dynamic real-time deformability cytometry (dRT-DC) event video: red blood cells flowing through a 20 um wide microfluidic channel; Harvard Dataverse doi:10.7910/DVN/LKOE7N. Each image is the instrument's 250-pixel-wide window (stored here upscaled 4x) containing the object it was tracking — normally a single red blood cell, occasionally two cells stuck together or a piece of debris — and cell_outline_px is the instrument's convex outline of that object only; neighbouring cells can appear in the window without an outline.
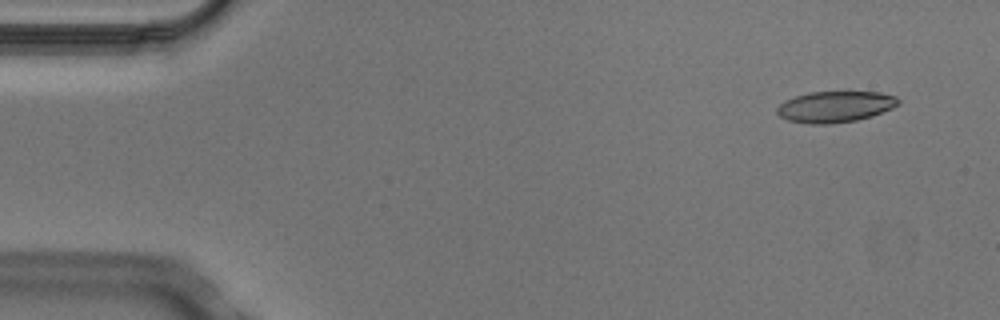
{"species": "Egyptian fruit bat (a non-hibernating species)", "species_latin": "Rousettus aegyptiacus", "temperature_condition": "cold", "stored_images_in_passage": 4, "camera_frame_rate_fps": 3000, "um_per_image_px": 0.085, "animal": {"sex": "male"}, "frame": {"image": 1, "passage_image": 1, "time_ms": 0.0, "image_size_px": [1000, 320], "cell_outline_px": [[900, 104], [892, 108], [872, 116], [856, 120], [828, 124], [808, 124], [788, 120], [780, 116], [776, 112], [776, 108], [784, 100], [808, 92], [880, 92], [896, 96], [900, 100]], "centroid_in_image_um": [70.99, 9.07], "position_along_channel_um": 14.0, "area_um2": 22.08}}